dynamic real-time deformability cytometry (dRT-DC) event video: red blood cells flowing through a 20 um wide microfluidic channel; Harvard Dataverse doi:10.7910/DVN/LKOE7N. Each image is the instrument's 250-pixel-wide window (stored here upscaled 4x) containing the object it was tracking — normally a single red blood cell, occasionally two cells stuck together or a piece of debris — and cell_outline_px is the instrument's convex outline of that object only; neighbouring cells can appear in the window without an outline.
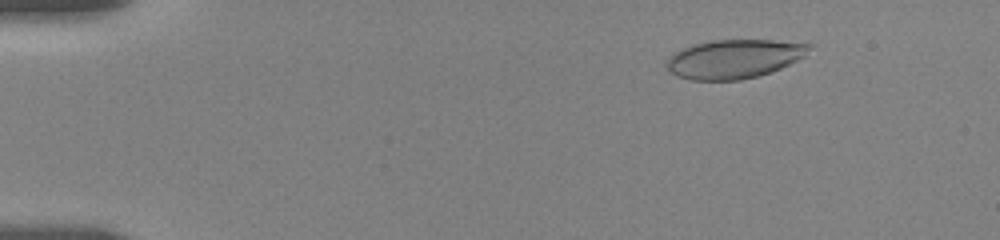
{"species": "human", "species_latin": "Homo sapiens", "temperature_condition": "room temperature", "stored_images_in_passage": 15, "camera_frame_rate_fps": 3000, "um_per_image_px": 0.085, "donor": {"sex": "female"}, "frame": {"image": 1, "passage_image": 4, "time_ms": 2.0, "image_size_px": [1000, 240], "cell_outline_px": [[812, 44], [804, 56], [772, 72], [740, 80], [692, 80], [676, 76], [668, 68], [668, 56], [692, 44], [712, 40], [772, 40]], "centroid_in_image_um": [62.38, 5.0], "position_along_channel_um": 22.6, "area_um2": 31.96}}
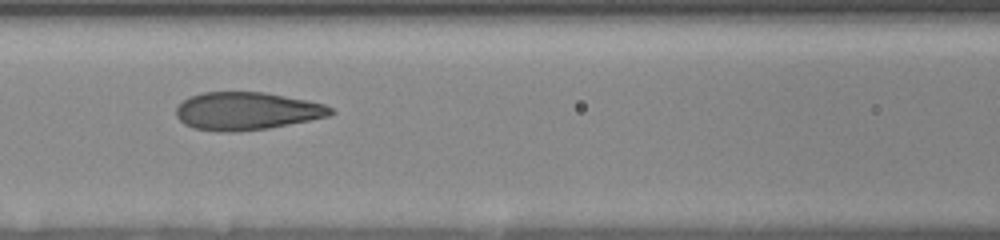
{"frame": {"image": 2, "passage_image": 11, "time_ms": 8.0, "image_size_px": [1000, 240], "cell_outline_px": [[336, 112], [328, 116], [268, 128], [236, 132], [220, 132], [192, 128], [184, 124], [176, 116], [176, 108], [188, 96], [200, 92], [264, 92], [324, 104], [332, 108]], "centroid_in_image_um": [20.92, 9.44], "position_along_channel_um": 145.7, "area_um2": 33.99}}
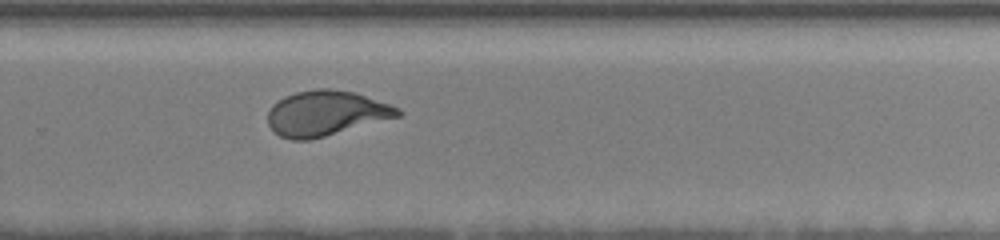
{"frame": {"image": 3, "passage_image": 15, "time_ms": 12.333, "image_size_px": [1000, 240], "cell_outline_px": [[404, 112], [400, 116], [324, 136], [308, 140], [292, 140], [280, 136], [268, 124], [268, 112], [272, 104], [284, 96], [296, 92], [316, 88], [328, 88], [352, 92], [392, 104], [400, 108]], "centroid_in_image_um": [27.71, 9.61], "position_along_channel_um": 302.1, "area_um2": 34.04}}